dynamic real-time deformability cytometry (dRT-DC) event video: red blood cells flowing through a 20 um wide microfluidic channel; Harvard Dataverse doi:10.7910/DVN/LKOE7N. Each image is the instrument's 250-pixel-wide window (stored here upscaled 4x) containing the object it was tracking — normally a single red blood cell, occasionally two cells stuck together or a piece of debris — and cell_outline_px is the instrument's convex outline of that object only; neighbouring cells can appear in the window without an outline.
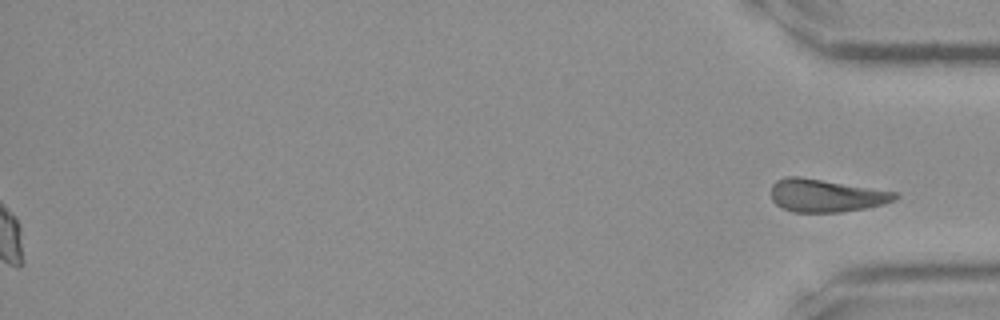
{"species": "Egyptian fruit bat (a non-hibernating species)", "species_latin": "Rousettus aegyptiacus", "temperature_condition": "room temperature", "stored_images_in_passage": 36, "segment_of_instrument_passage": [2, 2], "camera_frame_rate_fps": 3000, "um_per_image_px": 0.085, "frame": {"image": 1, "passage_image": 36, "time_ms": 11.667, "image_size_px": [1000, 320], "cell_outline_px": [[900, 196], [896, 200], [884, 204], [868, 208], [840, 212], [792, 212], [780, 208], [772, 200], [772, 184], [776, 180], [784, 176], [800, 176], [896, 192]], "centroid_in_image_um": [70.2, 16.62], "position_along_channel_um": 365.0, "area_um2": 23.93}}